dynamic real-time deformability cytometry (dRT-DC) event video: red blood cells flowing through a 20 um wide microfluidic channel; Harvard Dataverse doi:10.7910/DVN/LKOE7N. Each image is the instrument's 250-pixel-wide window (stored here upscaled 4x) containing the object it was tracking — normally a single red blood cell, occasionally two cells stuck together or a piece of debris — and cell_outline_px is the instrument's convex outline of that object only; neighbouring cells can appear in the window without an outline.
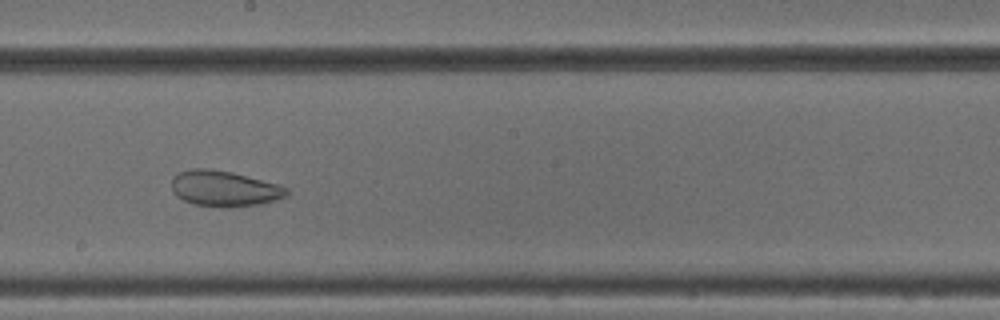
{"species": "common noctule bat (a hibernating species)", "species_latin": "Nyctalus noctula", "temperature_condition": "cold", "stored_images_in_passage": 54, "segment_of_instrument_passage": [1, 2], "camera_frame_rate_fps": 3000, "um_per_image_px": 0.085, "animal": {"sex": "male", "body_mass_g": 18.8}, "frame": {"image": 1, "passage_image": 30, "time_ms": 9.667, "image_size_px": [1000, 320], "cell_outline_px": [[288, 196], [260, 204], [196, 204], [184, 200], [176, 196], [172, 188], [172, 176], [180, 172], [192, 168], [208, 168], [232, 172], [280, 184], [288, 188]], "centroid_in_image_um": [19.07, 15.96], "position_along_channel_um": 229.1, "area_um2": 23.12}}
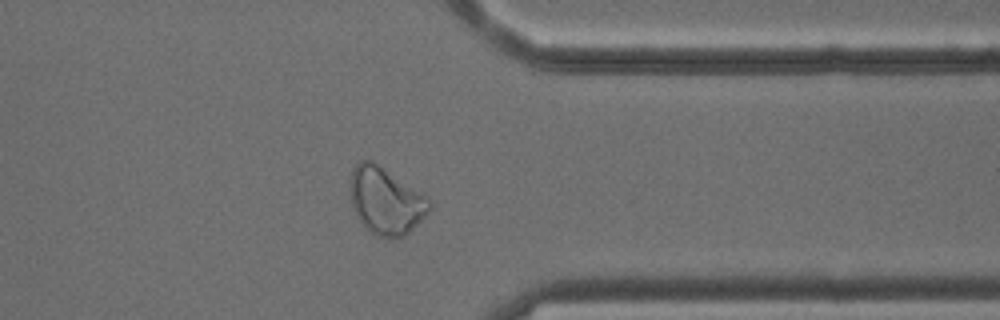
{"frame": {"image": 2, "passage_image": 42, "time_ms": 13.667, "image_size_px": [1000, 320], "cell_outline_px": [[432, 208], [404, 236], [392, 240], [372, 236], [356, 216], [352, 204], [352, 168], [360, 160], [372, 160], [428, 196], [432, 204]], "centroid_in_image_um": [32.81, 17.11], "position_along_channel_um": 378.6, "area_um2": 30.98}}